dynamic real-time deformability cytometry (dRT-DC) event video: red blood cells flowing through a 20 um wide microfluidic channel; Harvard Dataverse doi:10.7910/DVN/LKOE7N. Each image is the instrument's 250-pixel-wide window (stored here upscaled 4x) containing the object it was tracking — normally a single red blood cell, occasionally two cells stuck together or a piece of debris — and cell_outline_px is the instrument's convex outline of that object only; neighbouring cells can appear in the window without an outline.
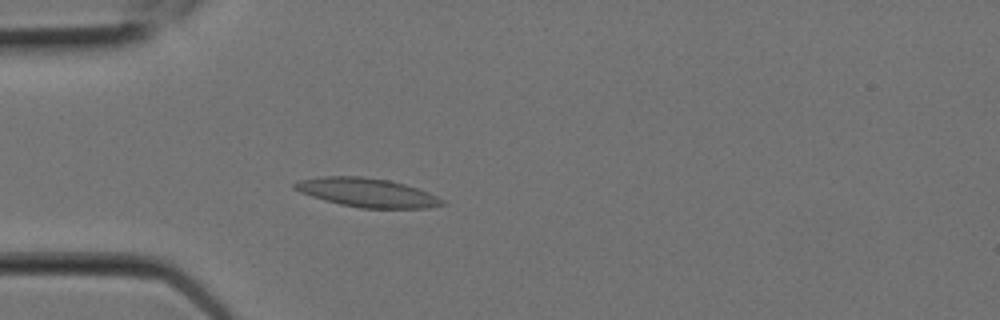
{"species": "Egyptian fruit bat (a non-hibernating species)", "species_latin": "Rousettus aegyptiacus", "temperature_condition": "room temperature", "stored_images_in_passage": 5, "camera_frame_rate_fps": 3000, "um_per_image_px": 0.085, "animal": {"sex": "female"}, "frame": {"image": 1, "passage_image": 5, "time_ms": 1.333, "image_size_px": [1000, 320], "cell_outline_px": [[448, 204], [428, 208], [360, 208], [340, 204], [324, 200], [300, 192], [292, 188], [292, 184], [300, 180], [324, 176], [360, 176], [388, 180], [404, 184], [428, 192], [444, 200]], "centroid_in_image_um": [31.21, 16.37], "position_along_channel_um": 53.8, "area_um2": 24.74}}